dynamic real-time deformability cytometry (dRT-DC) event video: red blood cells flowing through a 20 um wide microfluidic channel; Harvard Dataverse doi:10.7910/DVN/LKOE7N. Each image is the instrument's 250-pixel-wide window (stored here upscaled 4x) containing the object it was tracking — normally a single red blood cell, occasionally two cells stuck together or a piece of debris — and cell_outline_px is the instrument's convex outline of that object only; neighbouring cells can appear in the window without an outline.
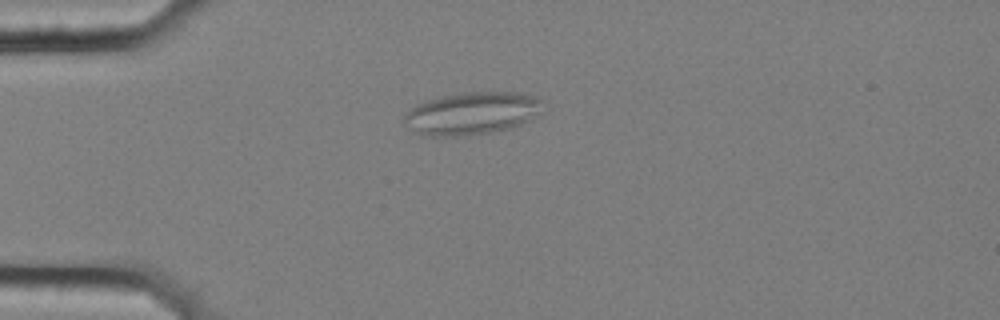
{"species": "common noctule bat (a hibernating species)", "species_latin": "Nyctalus noctula", "temperature_condition": "cold", "stored_images_in_passage": 57, "segment_of_instrument_passage": [1, 2], "camera_frame_rate_fps": 3000, "um_per_image_px": 0.085, "animal": {"sex": "female", "body_mass_g": 25.1}, "frame": {"image": 1, "passage_image": 15, "time_ms": 4.667, "image_size_px": [1000, 320], "cell_outline_px": [[540, 112], [528, 120], [520, 124], [508, 128], [492, 132], [460, 136], [420, 136], [404, 120], [404, 112], [416, 104], [440, 96], [460, 92], [516, 92], [536, 96], [540, 100]], "centroid_in_image_um": [40.06, 9.62], "position_along_channel_um": 44.9, "area_um2": 34.22}}